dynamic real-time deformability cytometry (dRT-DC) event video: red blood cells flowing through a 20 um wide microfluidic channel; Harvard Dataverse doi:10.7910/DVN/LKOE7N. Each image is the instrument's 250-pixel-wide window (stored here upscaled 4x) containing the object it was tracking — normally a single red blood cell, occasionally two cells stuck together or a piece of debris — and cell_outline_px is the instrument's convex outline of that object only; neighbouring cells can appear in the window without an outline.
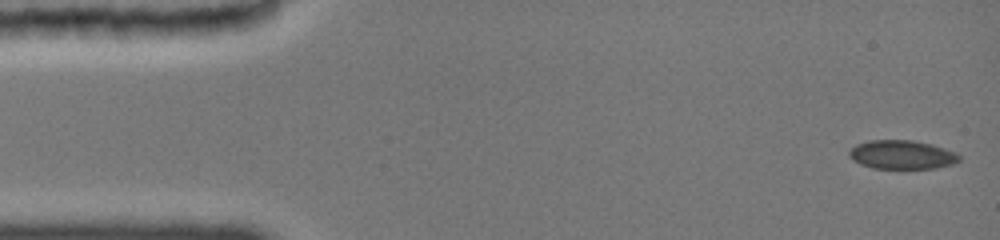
{"species": "common noctule bat (a hibernating species)", "species_latin": "Nyctalus noctula", "temperature_condition": "cold", "stored_images_in_passage": 60, "camera_frame_rate_fps": 3000, "um_per_image_px": 0.085, "animal": {"sex": "female", "body_mass_g": 19.0, "forearm_length_mm": 51.5}, "frame": {"image": 1, "passage_image": 1, "time_ms": 0.0, "image_size_px": [1000, 240], "cell_outline_px": [[960, 160], [956, 164], [936, 168], [872, 168], [860, 164], [848, 156], [848, 152], [856, 144], [872, 140], [912, 140], [932, 144], [956, 152], [960, 156]], "centroid_in_image_um": [76.69, 13.15], "position_along_channel_um": 8.3, "area_um2": 18.55}}
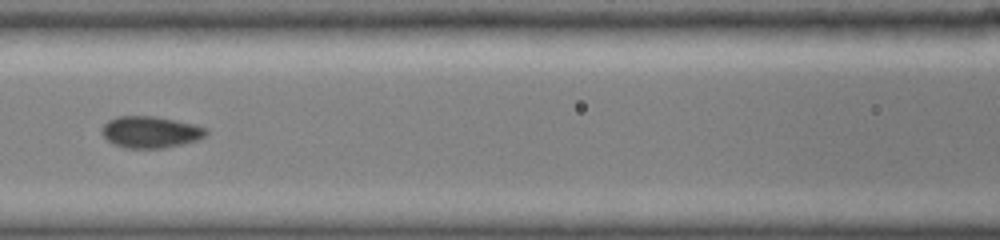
{"frame": {"image": 2, "passage_image": 34, "time_ms": 6.667, "image_size_px": [1000, 240], "cell_outline_px": [[208, 132], [204, 136], [196, 140], [164, 148], [124, 148], [108, 140], [104, 136], [104, 124], [108, 120], [120, 116], [156, 116], [192, 124], [204, 128]], "centroid_in_image_um": [12.79, 11.22], "position_along_channel_um": 153.8, "area_um2": 18.73}}
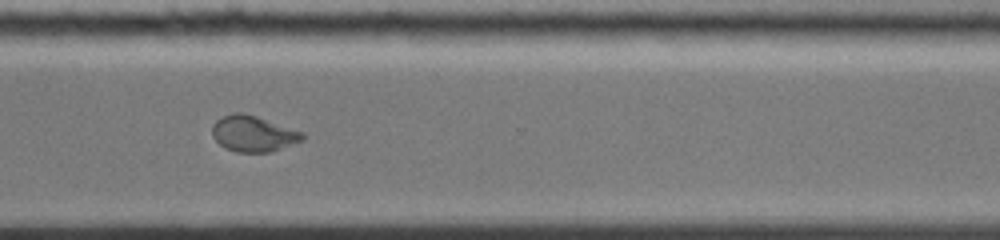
{"frame": {"image": 3, "passage_image": 59, "time_ms": 11.667, "image_size_px": [1000, 240], "cell_outline_px": [[304, 140], [272, 152], [236, 152], [224, 148], [212, 136], [212, 124], [216, 120], [224, 116], [236, 112], [244, 112], [304, 132]], "centroid_in_image_um": [21.53, 11.37], "position_along_channel_um": 349.1, "area_um2": 19.02}}